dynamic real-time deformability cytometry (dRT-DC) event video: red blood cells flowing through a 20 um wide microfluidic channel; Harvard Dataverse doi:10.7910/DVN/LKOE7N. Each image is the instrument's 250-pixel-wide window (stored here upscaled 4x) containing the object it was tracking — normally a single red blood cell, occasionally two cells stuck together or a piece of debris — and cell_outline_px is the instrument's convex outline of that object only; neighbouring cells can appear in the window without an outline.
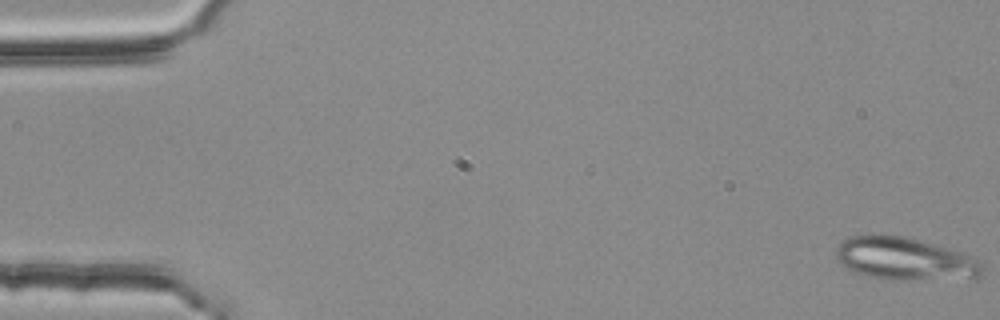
{"species": "common noctule bat (a hibernating species)", "species_latin": "Nyctalus noctula", "temperature_condition": "room temperature", "stored_images_in_passage": 54, "camera_frame_rate_fps": 3000, "um_per_image_px": 0.085, "animal": {"sex": "female", "body_mass_g": 25.1}, "frame": {"image": 1, "passage_image": 1, "time_ms": 0.0, "image_size_px": [1000, 320], "cell_outline_px": [[984, 272], [980, 276], [916, 280], [884, 280], [868, 276], [844, 268], [836, 260], [836, 248], [848, 236], [868, 232], [880, 232], [904, 236], [932, 244], [968, 256], [976, 260], [984, 268]], "centroid_in_image_um": [76.74, 21.97], "position_along_channel_um": 8.3, "area_um2": 36.53}}
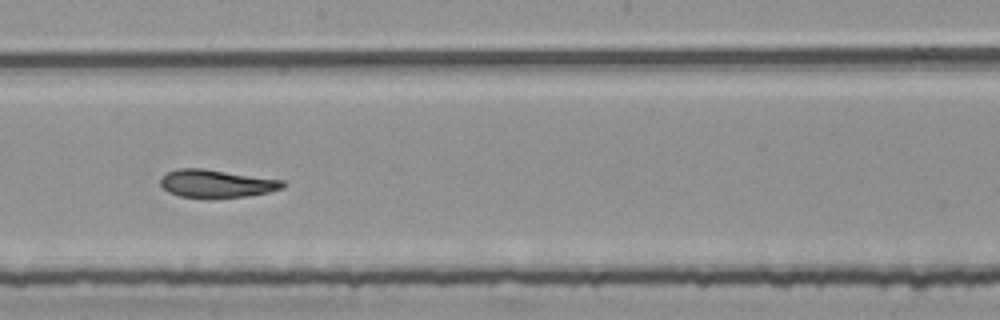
{"frame": {"image": 2, "passage_image": 31, "time_ms": 10.0, "image_size_px": [1000, 320], "cell_outline_px": [[288, 184], [284, 188], [268, 192], [248, 196], [180, 196], [168, 192], [160, 184], [160, 180], [168, 172], [176, 168], [204, 168], [284, 180]], "centroid_in_image_um": [18.45, 15.57], "position_along_channel_um": 229.7, "area_um2": 19.54}}
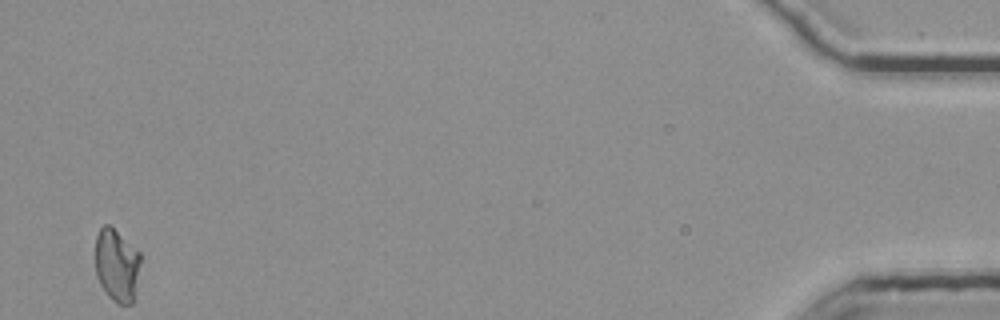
{"frame": {"image": 3, "passage_image": 54, "time_ms": 17.667, "image_size_px": [1000, 320], "cell_outline_px": [[140, 260], [136, 300], [132, 304], [116, 304], [108, 296], [100, 284], [96, 276], [96, 236], [100, 228], [104, 224], [108, 224], [140, 252]], "centroid_in_image_um": [9.95, 22.6], "position_along_channel_um": 425.3, "area_um2": 19.42}, "authors_computed_cell_mechanics": {"area_um2": 20.5479, "velocity_mm_per_s": 3.7325, "shape_relaxation_time_tau1_ms": null, "shape_relaxation_time_tau2_ms": 1.6333, "deformation_change_tau1": null, "deformation_change_tau2": 0.0724}}